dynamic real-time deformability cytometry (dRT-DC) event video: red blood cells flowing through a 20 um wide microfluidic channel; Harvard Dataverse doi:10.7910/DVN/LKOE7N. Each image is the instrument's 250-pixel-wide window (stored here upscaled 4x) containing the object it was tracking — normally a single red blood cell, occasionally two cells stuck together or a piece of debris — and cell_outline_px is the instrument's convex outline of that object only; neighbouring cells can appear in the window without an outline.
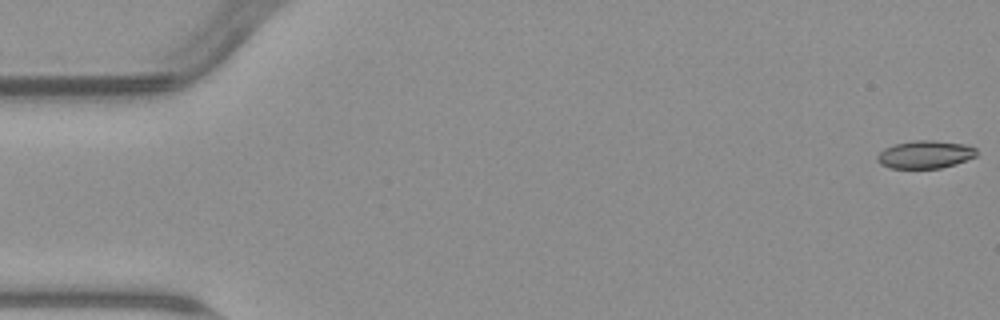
{"species": "common noctule bat (a hibernating species)", "species_latin": "Nyctalus noctula", "temperature_condition": "warm", "stored_images_in_passage": 5, "segment_of_instrument_passage": [2, 2], "camera_frame_rate_fps": 3000, "um_per_image_px": 0.085, "animal": {"sex": "male", "body_mass_g": 23.1, "forearm_length_mm": 52.7}, "frame": {"image": 1, "passage_image": 5, "time_ms": 5.0, "image_size_px": [1000, 320], "cell_outline_px": [[976, 156], [956, 164], [940, 168], [892, 168], [880, 164], [876, 160], [876, 156], [884, 148], [896, 144], [916, 140], [936, 140], [964, 144], [976, 148]], "centroid_in_image_um": [78.63, 13.13], "position_along_channel_um": 6.4, "area_um2": 16.07}}